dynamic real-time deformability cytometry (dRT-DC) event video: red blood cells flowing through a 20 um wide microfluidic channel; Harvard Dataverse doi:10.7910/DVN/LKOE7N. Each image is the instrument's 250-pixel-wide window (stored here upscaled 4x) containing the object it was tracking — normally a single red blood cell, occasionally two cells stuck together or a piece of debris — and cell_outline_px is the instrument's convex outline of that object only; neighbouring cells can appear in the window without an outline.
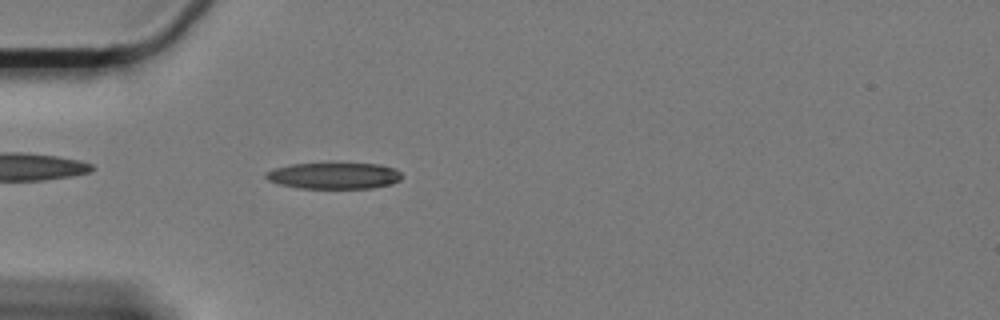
{"species": "Egyptian fruit bat (a non-hibernating species)", "species_latin": "Rousettus aegyptiacus", "temperature_condition": "cold", "stored_images_in_passage": 44, "camera_frame_rate_fps": 3000, "um_per_image_px": 0.085, "animal": {"sex": "female"}, "frame": {"image": 1, "passage_image": 2, "time_ms": 0.333, "image_size_px": [1000, 320], "cell_outline_px": [[404, 176], [400, 180], [392, 184], [372, 188], [300, 188], [280, 184], [268, 180], [264, 176], [264, 172], [276, 168], [292, 164], [380, 164], [396, 168]], "centroid_in_image_um": [28.43, 14.94], "position_along_channel_um": 56.6, "area_um2": 20.81}}
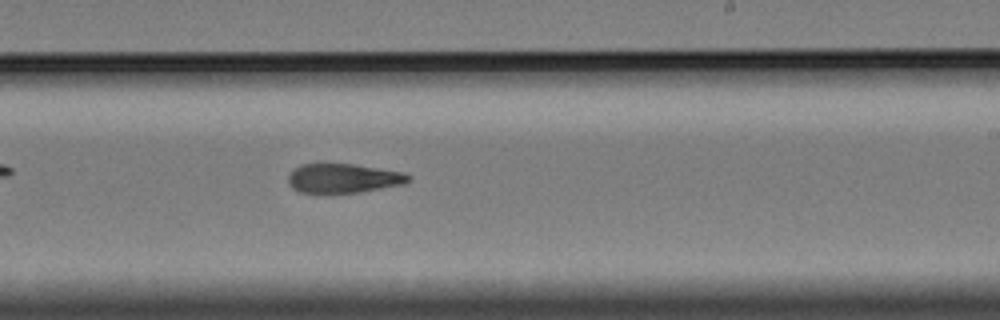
{"frame": {"image": 2, "passage_image": 21, "time_ms": 6.667, "image_size_px": [1000, 320], "cell_outline_px": [[412, 180], [404, 184], [360, 192], [300, 192], [292, 188], [288, 184], [288, 176], [296, 168], [304, 164], [352, 164], [404, 172], [412, 176]], "centroid_in_image_um": [29.24, 15.15], "position_along_channel_um": 259.8, "area_um2": 20.29}}
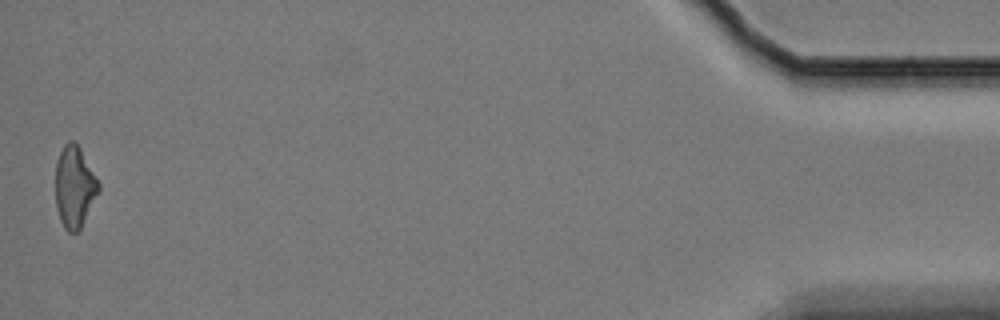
{"frame": {"image": 3, "passage_image": 44, "time_ms": 14.333, "image_size_px": [1000, 320], "cell_outline_px": [[100, 192], [80, 228], [76, 232], [68, 232], [64, 228], [60, 220], [56, 204], [56, 160], [64, 144], [68, 140], [72, 140], [80, 148], [100, 184]], "centroid_in_image_um": [6.34, 15.88], "position_along_channel_um": 428.9, "area_um2": 20.4}, "authors_computed_cell_mechanics": {"area_um2": 21.3571, "velocity_mm_per_s": 3.3156, "shape_relaxation_time_tau1_ms": null, "shape_relaxation_time_tau2_ms": 5.0895, "deformation_change_tau1": null, "deformation_change_tau2": 0.1451}}